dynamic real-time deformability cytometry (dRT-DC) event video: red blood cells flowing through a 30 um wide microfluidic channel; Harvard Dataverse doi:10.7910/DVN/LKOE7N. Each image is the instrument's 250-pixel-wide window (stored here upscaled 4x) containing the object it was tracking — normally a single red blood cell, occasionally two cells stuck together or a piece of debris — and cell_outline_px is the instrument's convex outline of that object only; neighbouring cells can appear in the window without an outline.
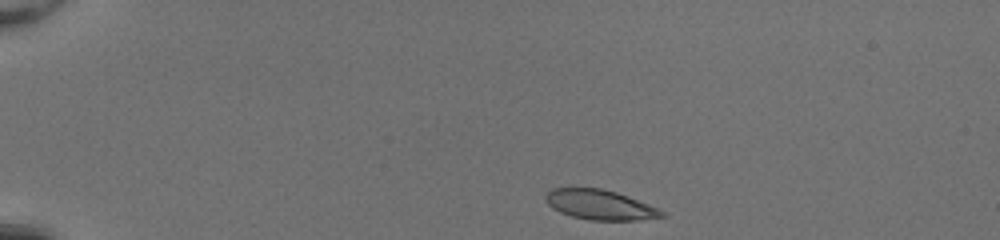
{"species": "common noctule bat (a hibernating species)", "species_latin": "Nyctalus noctula", "temperature_condition": "room temperature", "stored_images_in_passage": 41, "camera_frame_rate_fps": 3000, "um_per_image_px": 0.085, "animal": {"sex": "female", "body_mass_g": 20.0, "forearm_length_mm": 54.0}, "frame": {"image": 1, "passage_image": 1, "time_ms": 0.0, "image_size_px": [1000, 240], "cell_outline_px": [[668, 216], [636, 220], [588, 220], [572, 216], [560, 212], [552, 208], [548, 204], [544, 196], [552, 188], [600, 188], [616, 192], [628, 196], [648, 204], [664, 212]], "centroid_in_image_um": [50.98, 17.41], "position_along_channel_um": 34.0, "area_um2": 20.11}}
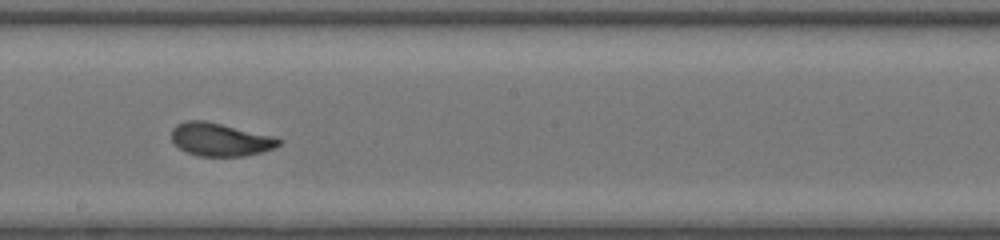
{"frame": {"image": 2, "passage_image": 21, "time_ms": 6.667, "image_size_px": [1000, 240], "cell_outline_px": [[284, 140], [280, 144], [272, 148], [260, 152], [244, 156], [200, 156], [188, 152], [180, 148], [172, 140], [172, 128], [176, 124], [184, 120], [204, 120], [272, 136]], "centroid_in_image_um": [18.69, 11.85], "position_along_channel_um": 229.5, "area_um2": 20.4}}
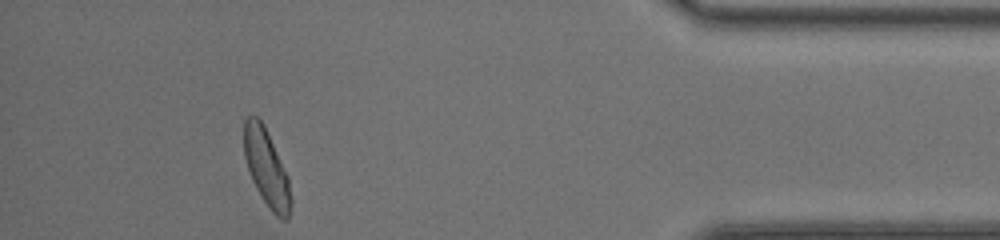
{"frame": {"image": 3, "passage_image": 37, "time_ms": 12.0, "image_size_px": [1000, 240], "cell_outline_px": [[292, 204], [288, 220], [284, 220], [276, 216], [272, 212], [256, 188], [252, 180], [244, 156], [244, 120], [248, 116], [256, 116], [264, 124], [288, 176], [292, 196]], "centroid_in_image_um": [22.68, 14.29], "position_along_channel_um": 412.5, "area_um2": 20.98}, "authors_computed_cell_mechanics": {"area_um2": 20.9814, "velocity_mm_per_s": 4.2085, "shape_relaxation_time_tau1_ms": 2.7544, "shape_relaxation_time_tau2_ms": 0.8376, "deformation_change_tau1": 0.1347, "deformation_change_tau2": 0.0596}}